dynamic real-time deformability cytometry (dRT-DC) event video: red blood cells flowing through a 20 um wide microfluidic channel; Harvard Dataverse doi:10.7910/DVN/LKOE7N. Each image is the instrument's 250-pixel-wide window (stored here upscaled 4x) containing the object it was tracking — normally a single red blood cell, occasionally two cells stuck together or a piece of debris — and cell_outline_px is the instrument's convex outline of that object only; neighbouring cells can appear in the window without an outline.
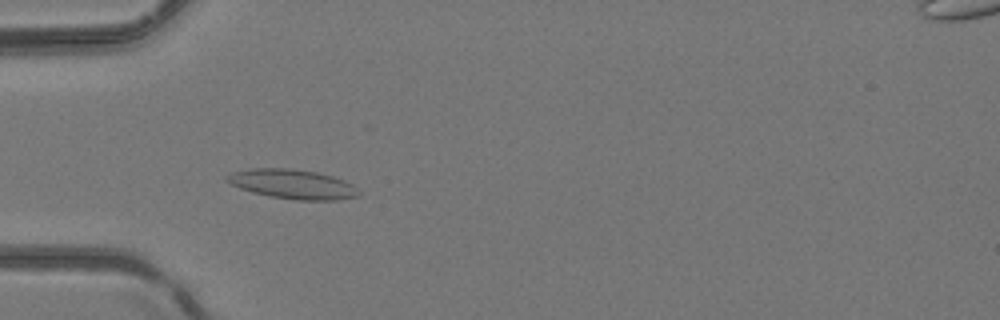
{"species": "common noctule bat (a hibernating species)", "species_latin": "Nyctalus noctula", "temperature_condition": "room temperature", "stored_images_in_passage": 3, "camera_frame_rate_fps": 3000, "um_per_image_px": 0.085, "animal": {"sex": "female", "body_mass_g": 24.6, "forearm_length_mm": 56.2}, "frame": {"image": 1, "passage_image": 3, "time_ms": 0.667, "image_size_px": [1000, 320], "cell_outline_px": [[360, 196], [336, 200], [296, 200], [272, 196], [252, 192], [240, 188], [224, 180], [224, 176], [232, 172], [248, 168], [288, 168], [316, 172], [332, 176], [344, 180], [352, 184], [360, 192]], "centroid_in_image_um": [24.85, 15.64], "position_along_channel_um": 60.1, "area_um2": 22.66}}